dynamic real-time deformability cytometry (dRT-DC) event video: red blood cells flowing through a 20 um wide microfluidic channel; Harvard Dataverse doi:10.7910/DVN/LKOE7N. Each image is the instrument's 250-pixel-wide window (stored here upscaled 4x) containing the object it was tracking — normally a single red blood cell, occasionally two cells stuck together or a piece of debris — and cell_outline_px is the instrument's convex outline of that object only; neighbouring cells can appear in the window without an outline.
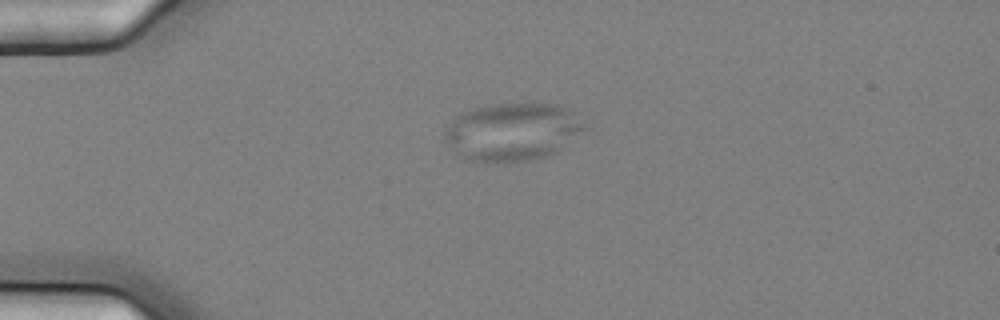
{"species": "common noctule bat (a hibernating species)", "species_latin": "Nyctalus noctula", "temperature_condition": "cold", "stored_images_in_passage": 2, "camera_frame_rate_fps": 3000, "um_per_image_px": 0.085, "animal": {"sex": "female", "body_mass_g": 25.1}, "frame": {"image": 1, "passage_image": 1, "time_ms": 0.0, "image_size_px": [1000, 320], "cell_outline_px": [[588, 128], [556, 152], [544, 156], [528, 160], [496, 164], [468, 160], [448, 148], [444, 140], [444, 128], [460, 112], [472, 108], [492, 104], [556, 104], [576, 112]], "centroid_in_image_um": [43.52, 11.21], "position_along_channel_um": 41.5, "area_um2": 47.8}}